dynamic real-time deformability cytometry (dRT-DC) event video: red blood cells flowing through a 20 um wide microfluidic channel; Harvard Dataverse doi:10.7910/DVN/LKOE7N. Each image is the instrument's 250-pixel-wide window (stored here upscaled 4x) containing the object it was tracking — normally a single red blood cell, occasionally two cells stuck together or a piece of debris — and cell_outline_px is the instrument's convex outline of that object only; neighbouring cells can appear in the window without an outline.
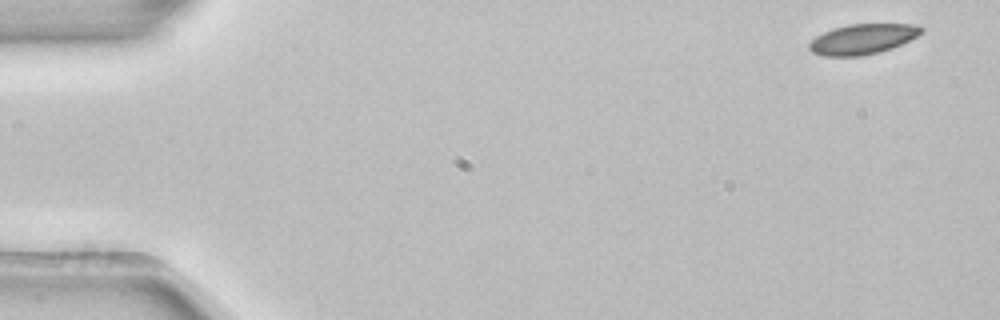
{"species": "common noctule bat (a hibernating species)", "species_latin": "Nyctalus noctula", "temperature_condition": "room temperature", "stored_images_in_passage": 5, "camera_frame_rate_fps": 3000, "um_per_image_px": 0.085, "animal": {"sex": "female", "body_mass_g": 22.7, "forearm_length_mm": 54.2}, "frame": {"image": 1, "passage_image": 1, "time_ms": 0.0, "image_size_px": [1000, 320], "cell_outline_px": [[924, 32], [892, 48], [880, 52], [860, 56], [824, 56], [812, 52], [808, 48], [808, 44], [816, 36], [832, 28], [848, 24], [912, 24], [924, 28]], "centroid_in_image_um": [73.3, 3.32], "position_along_channel_um": 11.7, "area_um2": 19.71}}
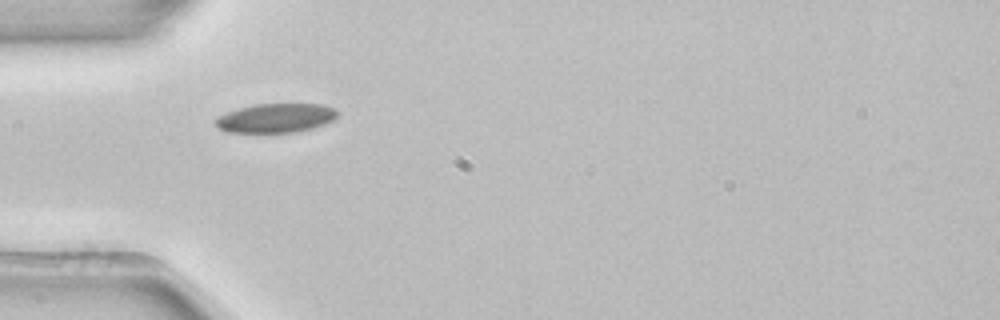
{"frame": {"image": 2, "passage_image": 4, "time_ms": 1.0, "image_size_px": [1000, 320], "cell_outline_px": [[340, 112], [332, 120], [324, 124], [312, 128], [296, 132], [224, 132], [212, 120], [228, 112], [240, 108], [256, 104], [320, 104], [336, 108]], "centroid_in_image_um": [23.46, 10.03], "position_along_channel_um": 61.5, "area_um2": 20.58}}